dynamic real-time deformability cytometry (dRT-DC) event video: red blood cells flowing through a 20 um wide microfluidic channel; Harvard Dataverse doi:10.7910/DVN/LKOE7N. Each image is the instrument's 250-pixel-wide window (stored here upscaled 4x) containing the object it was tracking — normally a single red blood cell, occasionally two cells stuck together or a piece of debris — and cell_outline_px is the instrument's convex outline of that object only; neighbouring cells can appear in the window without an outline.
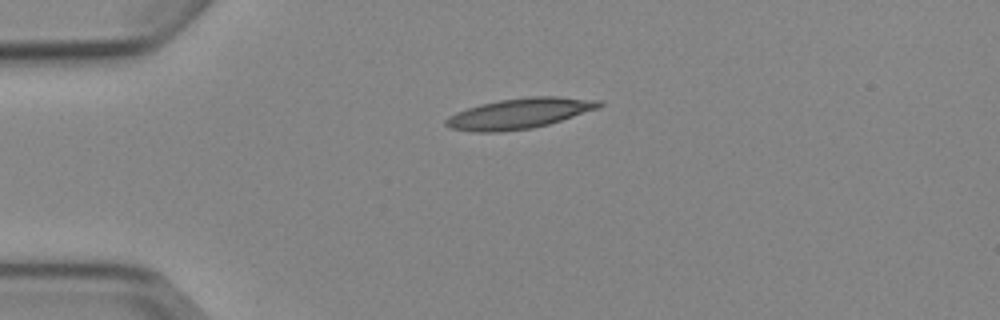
{"species": "Egyptian fruit bat (a non-hibernating species)", "species_latin": "Rousettus aegyptiacus", "temperature_condition": "cold", "stored_images_in_passage": 3, "camera_frame_rate_fps": 3000, "um_per_image_px": 0.085, "animal": {"sex": "female"}, "frame": {"image": 1, "passage_image": 1, "time_ms": 0.0, "image_size_px": [1000, 320], "cell_outline_px": [[604, 104], [600, 108], [548, 124], [532, 128], [500, 132], [472, 132], [452, 128], [444, 124], [444, 120], [448, 116], [456, 112], [480, 104], [500, 100], [532, 96], [556, 96], [600, 100]], "centroid_in_image_um": [44.16, 9.64], "position_along_channel_um": 40.8, "area_um2": 27.17}}
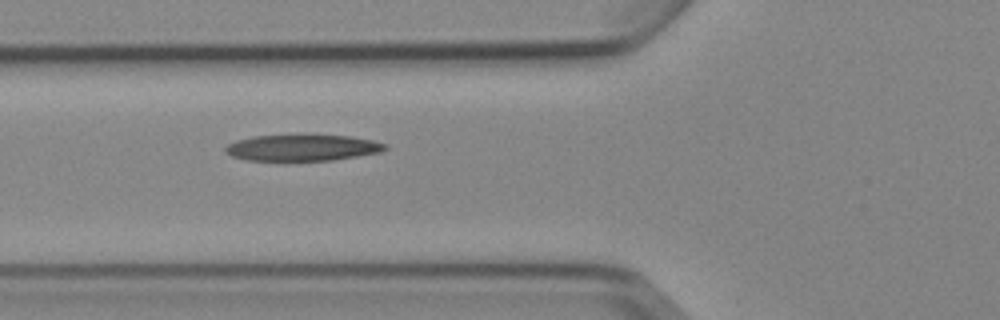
{"frame": {"image": 2, "passage_image": 3, "time_ms": 2.333, "image_size_px": [1000, 320], "cell_outline_px": [[388, 148], [380, 152], [332, 160], [248, 160], [232, 156], [224, 152], [224, 148], [228, 144], [236, 140], [252, 136], [348, 136], [372, 140], [388, 144]], "centroid_in_image_um": [25.69, 12.56], "position_along_channel_um": 100.1, "area_um2": 23.99}}